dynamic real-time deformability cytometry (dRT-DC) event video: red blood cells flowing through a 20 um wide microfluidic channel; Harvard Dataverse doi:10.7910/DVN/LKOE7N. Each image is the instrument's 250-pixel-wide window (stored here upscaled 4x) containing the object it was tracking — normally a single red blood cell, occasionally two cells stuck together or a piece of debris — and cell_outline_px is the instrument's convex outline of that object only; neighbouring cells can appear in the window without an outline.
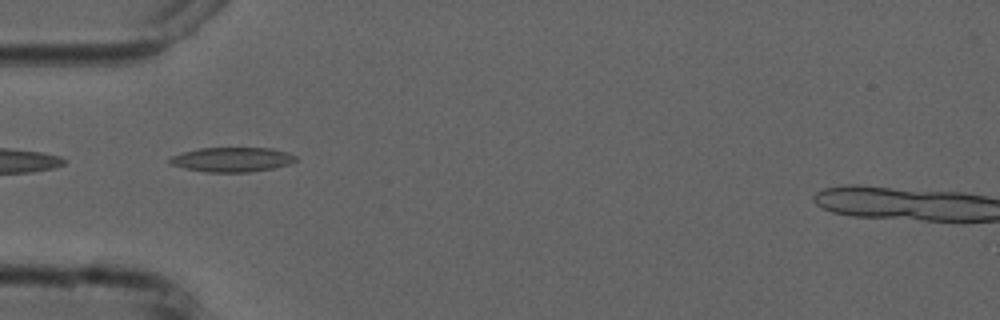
{"species": "common noctule bat (a hibernating species)", "species_latin": "Nyctalus noctula", "temperature_condition": "cold", "stored_images_in_passage": 6, "camera_frame_rate_fps": 3000, "um_per_image_px": 0.085, "animal": {"sex": "male", "forearm_length_mm": 52.5}, "frame": {"image": 1, "passage_image": 5, "time_ms": 4.333, "image_size_px": [1000, 320], "cell_outline_px": [[296, 160], [288, 164], [276, 168], [248, 172], [204, 172], [184, 168], [168, 164], [168, 160], [172, 156], [184, 152], [200, 148], [272, 148], [288, 152], [296, 156]], "centroid_in_image_um": [19.72, 13.56], "position_along_channel_um": 65.3, "area_um2": 18.09}}
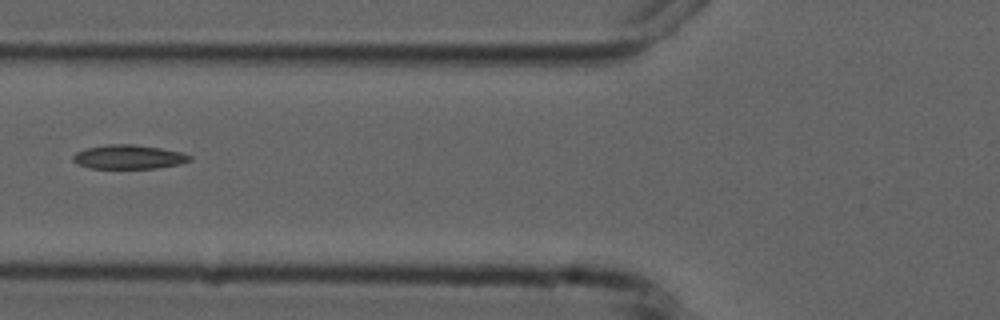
{"frame": {"image": 2, "passage_image": 6, "time_ms": 5.667, "image_size_px": [1000, 320], "cell_outline_px": [[192, 160], [180, 164], [156, 168], [88, 168], [76, 164], [72, 160], [72, 156], [76, 152], [88, 148], [108, 144], [136, 144], [160, 148], [180, 152], [192, 156]], "centroid_in_image_um": [10.92, 13.34], "position_along_channel_um": 114.9, "area_um2": 16.42}}